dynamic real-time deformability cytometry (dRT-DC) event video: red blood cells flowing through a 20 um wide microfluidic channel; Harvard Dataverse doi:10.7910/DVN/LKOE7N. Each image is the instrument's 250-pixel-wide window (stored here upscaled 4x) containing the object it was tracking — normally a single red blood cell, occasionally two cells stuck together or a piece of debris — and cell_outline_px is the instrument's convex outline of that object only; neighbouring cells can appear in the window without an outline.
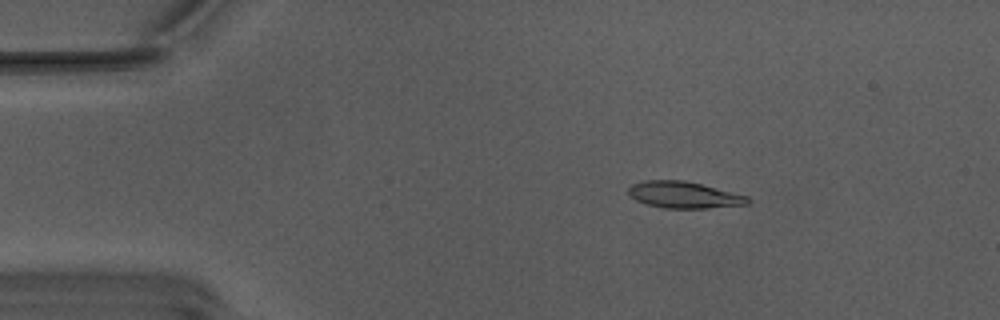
{"species": "Egyptian fruit bat (a non-hibernating species)", "species_latin": "Rousettus aegyptiacus", "temperature_condition": "warm", "stored_images_in_passage": 3, "camera_frame_rate_fps": 3000, "um_per_image_px": 0.085, "animal": {"sex": "male"}, "frame": {"image": 1, "passage_image": 2, "time_ms": 0.333, "image_size_px": [1000, 320], "cell_outline_px": [[752, 200], [748, 204], [708, 208], [664, 208], [648, 204], [636, 200], [628, 192], [628, 188], [632, 184], [644, 180], [684, 180], [748, 196]], "centroid_in_image_um": [58.14, 16.56], "position_along_channel_um": 26.9, "area_um2": 18.32}}